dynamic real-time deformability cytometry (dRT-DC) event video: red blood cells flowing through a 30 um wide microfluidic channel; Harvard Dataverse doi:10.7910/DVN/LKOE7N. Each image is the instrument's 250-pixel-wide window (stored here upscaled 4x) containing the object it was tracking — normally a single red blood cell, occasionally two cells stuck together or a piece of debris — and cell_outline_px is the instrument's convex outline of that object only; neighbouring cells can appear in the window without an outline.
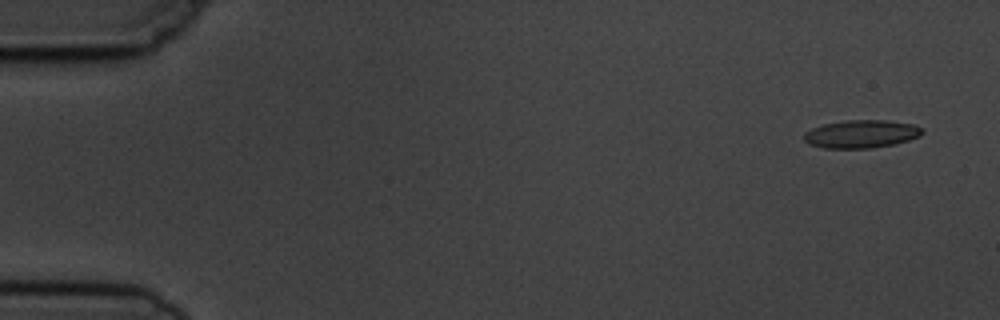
{"species": "common noctule bat (a hibernating species)", "species_latin": "Nyctalus noctula", "temperature_condition": "cold", "stored_images_in_passage": 8, "camera_frame_rate_fps": 3000, "um_per_image_px": 0.085, "animal": {"sex": "male", "body_mass_g": 19.5, "forearm_length_mm": 54.6}, "frame": {"image": 1, "passage_image": 1, "time_ms": 0.0, "image_size_px": [1000, 320], "cell_outline_px": [[924, 132], [920, 136], [896, 144], [872, 148], [824, 148], [808, 144], [804, 140], [804, 132], [812, 128], [824, 124], [844, 120], [888, 120], [912, 124], [920, 128]], "centroid_in_image_um": [73.19, 11.39], "position_along_channel_um": 11.8, "area_um2": 19.36}}
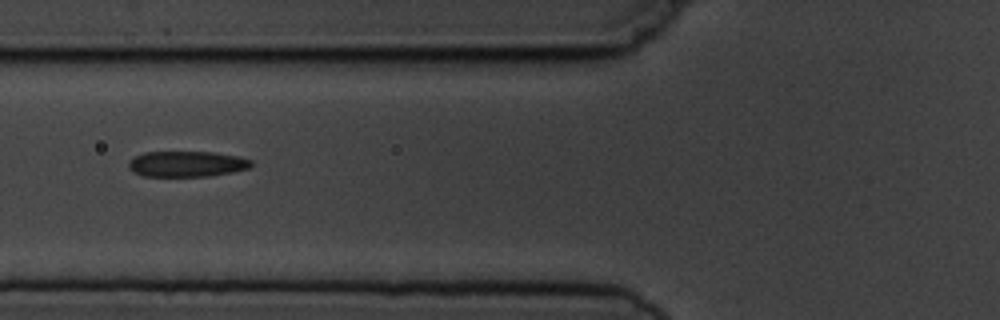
{"frame": {"image": 2, "passage_image": 6, "time_ms": 6.0, "image_size_px": [1000, 320], "cell_outline_px": [[252, 164], [248, 168], [232, 172], [208, 176], [144, 176], [132, 172], [128, 168], [128, 160], [144, 152], [212, 152], [236, 156], [252, 160]], "centroid_in_image_um": [15.83, 13.93], "position_along_channel_um": 110.0, "area_um2": 18.32}}
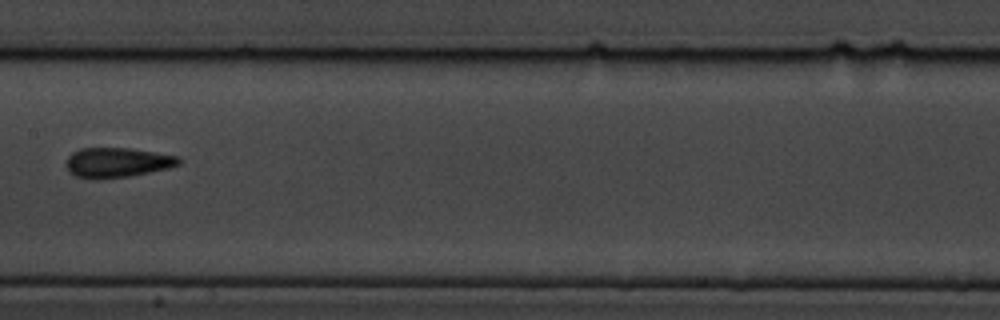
{"frame": {"image": 3, "passage_image": 8, "time_ms": 8.333, "image_size_px": [1000, 320], "cell_outline_px": [[180, 164], [168, 168], [128, 176], [92, 180], [76, 176], [68, 172], [64, 164], [64, 160], [72, 152], [80, 148], [128, 148], [180, 156]], "centroid_in_image_um": [9.89, 13.81], "position_along_channel_um": 197.5, "area_um2": 19.77}}